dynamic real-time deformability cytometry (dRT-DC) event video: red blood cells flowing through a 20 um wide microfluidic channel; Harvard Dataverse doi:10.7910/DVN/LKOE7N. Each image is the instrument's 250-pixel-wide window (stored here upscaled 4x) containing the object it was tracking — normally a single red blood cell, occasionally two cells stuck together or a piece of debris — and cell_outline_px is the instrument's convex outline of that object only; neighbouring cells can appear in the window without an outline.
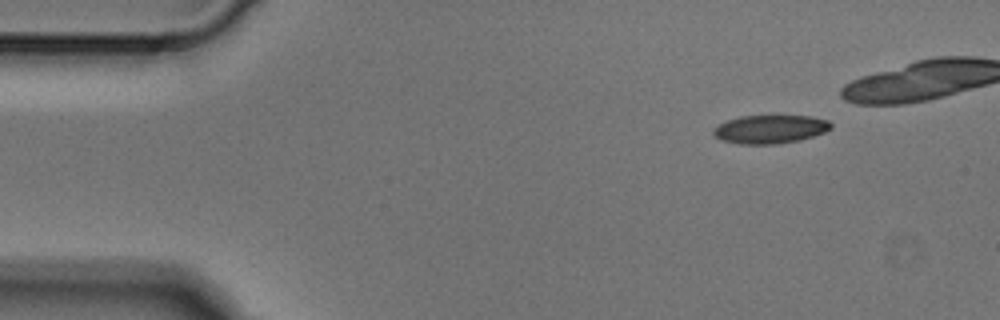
{"species": "Egyptian fruit bat (a non-hibernating species)", "species_latin": "Rousettus aegyptiacus", "temperature_condition": "cold", "stored_images_in_passage": 2, "camera_frame_rate_fps": 3000, "um_per_image_px": 0.085, "animal": {"sex": "male"}, "frame": {"image": 1, "passage_image": 2, "time_ms": 0.333, "image_size_px": [1000, 320], "cell_outline_px": [[832, 128], [824, 132], [800, 140], [776, 144], [740, 144], [720, 140], [712, 132], [712, 128], [716, 124], [740, 116], [812, 116], [828, 120], [832, 124]], "centroid_in_image_um": [65.43, 10.98], "position_along_channel_um": 19.6, "area_um2": 19.59}}